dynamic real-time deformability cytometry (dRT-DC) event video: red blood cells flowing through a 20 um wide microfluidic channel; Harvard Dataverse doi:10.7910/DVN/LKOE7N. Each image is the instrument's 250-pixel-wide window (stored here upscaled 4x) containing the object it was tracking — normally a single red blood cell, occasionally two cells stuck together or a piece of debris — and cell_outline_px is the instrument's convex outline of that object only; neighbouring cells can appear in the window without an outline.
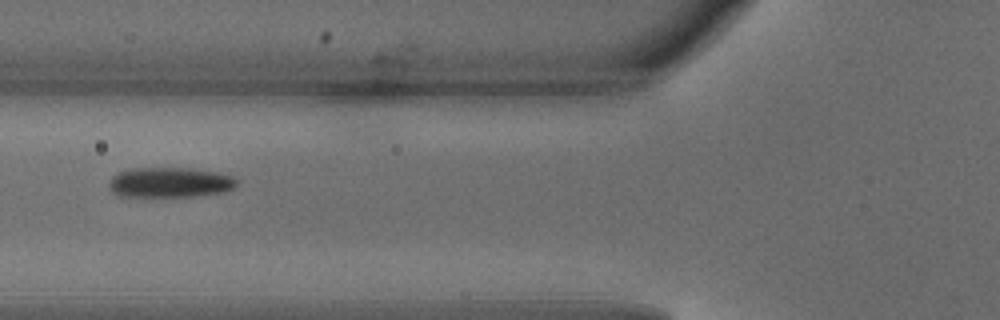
{"species": "common noctule bat (a hibernating species)", "species_latin": "Nyctalus noctula", "temperature_condition": "warm", "stored_images_in_passage": 3, "camera_frame_rate_fps": 3000, "um_per_image_px": 0.085, "animal": {"sex": "male", "body_mass_g": 18.8}, "frame": {"image": 1, "passage_image": 3, "time_ms": 0.667, "image_size_px": [1000, 320], "cell_outline_px": [[236, 184], [232, 188], [224, 192], [196, 196], [120, 196], [112, 192], [108, 184], [112, 176], [120, 172], [132, 168], [188, 168], [216, 172], [232, 176], [236, 180]], "centroid_in_image_um": [14.42, 15.5], "position_along_channel_um": 111.4, "area_um2": 22.25}}